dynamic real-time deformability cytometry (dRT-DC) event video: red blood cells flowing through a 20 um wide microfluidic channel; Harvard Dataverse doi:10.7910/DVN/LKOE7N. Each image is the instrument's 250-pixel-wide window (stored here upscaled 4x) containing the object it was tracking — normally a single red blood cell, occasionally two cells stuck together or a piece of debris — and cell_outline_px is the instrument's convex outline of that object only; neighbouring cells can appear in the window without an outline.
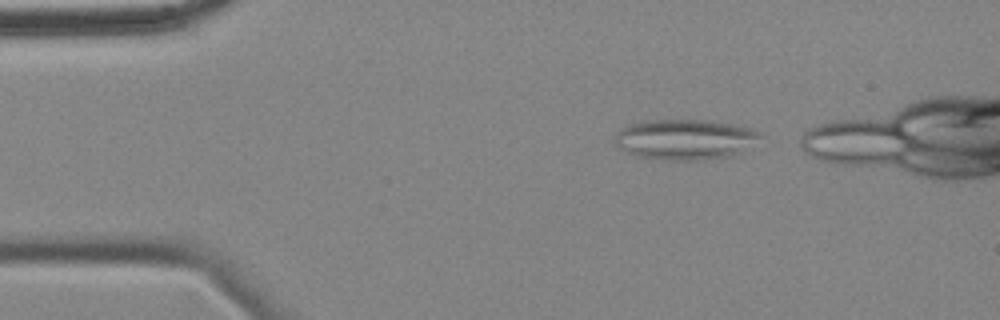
{"species": "common noctule bat (a hibernating species)", "species_latin": "Nyctalus noctula", "temperature_condition": "cold", "stored_images_in_passage": 39, "camera_frame_rate_fps": 3000, "um_per_image_px": 0.085, "animal": {"sex": "female", "body_mass_g": 18.4}, "frame": {"image": 1, "passage_image": 2, "time_ms": 0.333, "image_size_px": [1000, 320], "cell_outline_px": [[768, 136], [728, 156], [696, 160], [664, 160], [636, 156], [624, 152], [616, 144], [616, 132], [620, 128], [644, 120], [708, 120], [732, 124], [764, 132]], "centroid_in_image_um": [58.22, 11.84], "position_along_channel_um": 26.8, "area_um2": 34.22}}
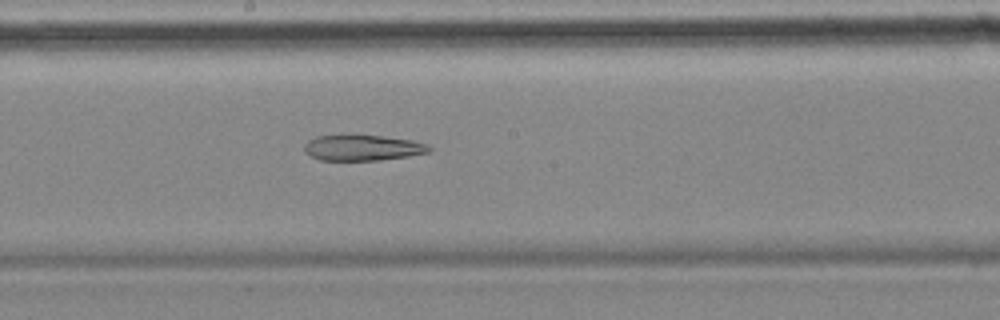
{"frame": {"image": 2, "passage_image": 23, "time_ms": 7.333, "image_size_px": [1000, 320], "cell_outline_px": [[432, 148], [428, 152], [408, 156], [380, 160], [320, 160], [304, 152], [304, 144], [308, 140], [316, 136], [384, 136], [412, 140], [428, 144]], "centroid_in_image_um": [30.83, 12.57], "position_along_channel_um": 217.4, "area_um2": 18.5}}
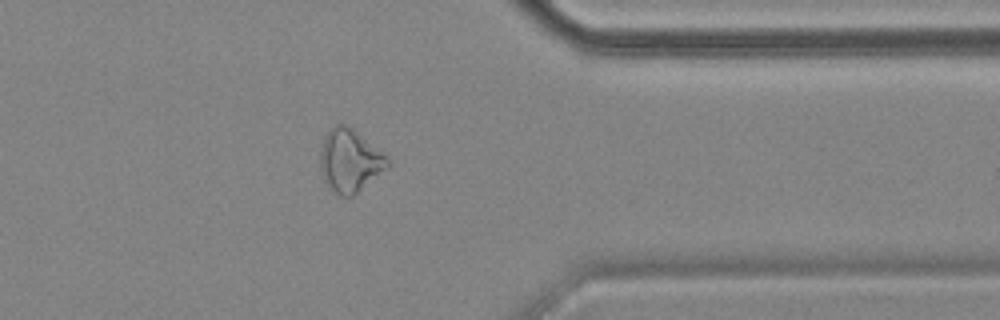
{"frame": {"image": 3, "passage_image": 38, "time_ms": 12.333, "image_size_px": [1000, 320], "cell_outline_px": [[392, 164], [352, 196], [340, 196], [324, 180], [320, 168], [320, 152], [324, 136], [336, 124], [348, 124], [388, 156], [392, 160]], "centroid_in_image_um": [29.76, 13.62], "position_along_channel_um": 381.6, "area_um2": 24.57}}